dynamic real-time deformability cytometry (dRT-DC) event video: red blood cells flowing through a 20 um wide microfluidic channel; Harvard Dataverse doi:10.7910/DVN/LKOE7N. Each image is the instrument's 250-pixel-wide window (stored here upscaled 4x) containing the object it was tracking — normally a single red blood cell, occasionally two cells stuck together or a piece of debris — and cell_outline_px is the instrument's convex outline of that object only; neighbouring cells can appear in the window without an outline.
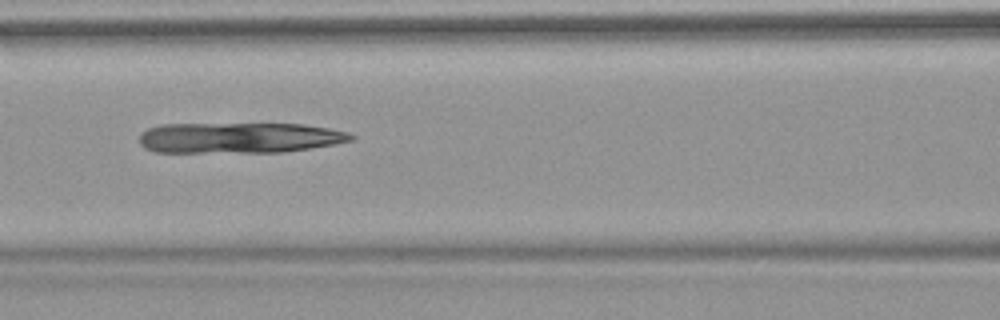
{"species": "common noctule bat (a hibernating species)", "species_latin": "Nyctalus noctula", "temperature_condition": "warm", "stored_images_in_passage": 7, "camera_frame_rate_fps": 3000, "um_per_image_px": 0.085, "animal": {"sex": "female", "body_mass_g": 18.4}, "frame": {"image": 1, "passage_image": 3, "time_ms": 2.333, "image_size_px": [1000, 320], "cell_outline_px": [[356, 136], [352, 140], [332, 144], [284, 152], [156, 152], [144, 148], [140, 144], [140, 132], [148, 128], [160, 124], [300, 124], [328, 128], [348, 132]], "centroid_in_image_um": [20.28, 11.71], "position_along_channel_um": 146.3, "area_um2": 37.74}}